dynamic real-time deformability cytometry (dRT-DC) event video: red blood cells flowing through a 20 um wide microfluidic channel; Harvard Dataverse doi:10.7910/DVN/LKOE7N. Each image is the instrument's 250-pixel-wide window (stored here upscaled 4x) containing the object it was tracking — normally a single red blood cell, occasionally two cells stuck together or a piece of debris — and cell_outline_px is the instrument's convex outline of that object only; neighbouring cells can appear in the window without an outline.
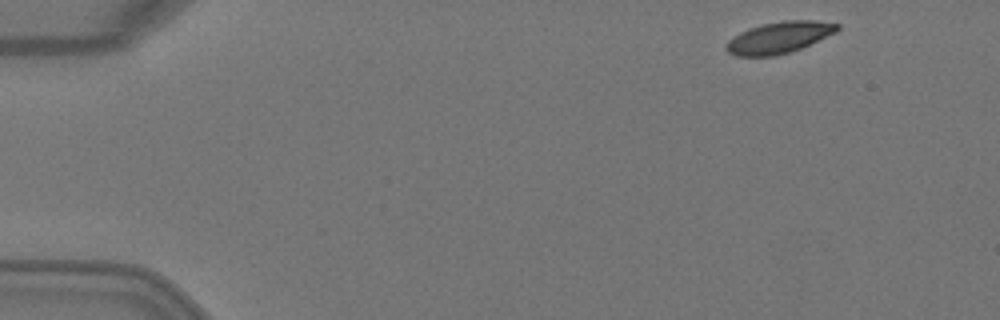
{"species": "Egyptian fruit bat (a non-hibernating species)", "species_latin": "Rousettus aegyptiacus", "temperature_condition": "warm", "stored_images_in_passage": 5, "camera_frame_rate_fps": 3000, "um_per_image_px": 0.085, "animal": {"sex": "female"}, "frame": {"image": 1, "passage_image": 1, "time_ms": 0.0, "image_size_px": [1000, 320], "cell_outline_px": [[840, 28], [836, 32], [800, 48], [776, 56], [736, 56], [728, 52], [724, 48], [728, 40], [740, 32], [748, 28], [764, 24], [784, 20], [816, 20], [840, 24]], "centroid_in_image_um": [66.21, 3.18], "position_along_channel_um": 18.8, "area_um2": 20.29}}
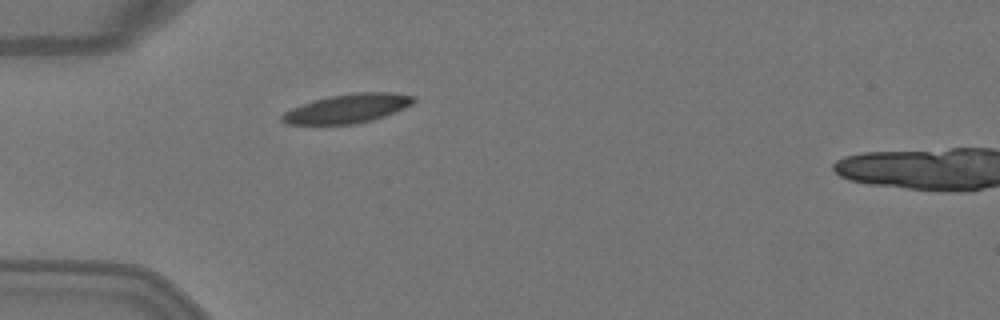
{"frame": {"image": 2, "passage_image": 4, "time_ms": 1.0, "image_size_px": [1000, 320], "cell_outline_px": [[416, 100], [412, 104], [404, 108], [384, 116], [372, 120], [356, 124], [288, 124], [280, 120], [280, 116], [284, 112], [292, 108], [316, 100], [332, 96], [356, 92], [388, 92], [416, 96]], "centroid_in_image_um": [29.57, 9.22], "position_along_channel_um": 55.4, "area_um2": 21.96}}